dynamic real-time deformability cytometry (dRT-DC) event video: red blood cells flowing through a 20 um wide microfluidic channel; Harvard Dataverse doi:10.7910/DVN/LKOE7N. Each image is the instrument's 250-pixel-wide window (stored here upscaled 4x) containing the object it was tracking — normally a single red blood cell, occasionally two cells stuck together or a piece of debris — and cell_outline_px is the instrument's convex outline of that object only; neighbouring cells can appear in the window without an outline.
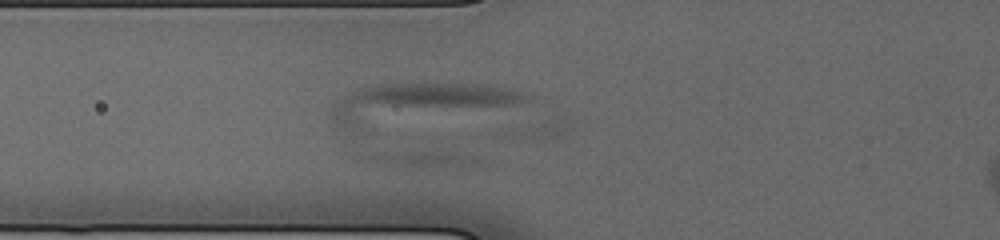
{"species": "human", "species_latin": "Homo sapiens", "temperature_condition": "cold", "stored_images_in_passage": 29, "camera_frame_rate_fps": 3000, "um_per_image_px": 0.085, "donor": {"sex": "male"}, "frame": {"image": 1, "passage_image": 2, "time_ms": 0.333, "image_size_px": [1000, 240], "cell_outline_px": [[536, 100], [524, 104], [368, 132], [352, 132], [336, 128], [328, 112], [328, 108], [340, 96], [360, 88], [380, 84], [424, 80], [484, 84], [532, 92]], "centroid_in_image_um": [35.55, 8.8], "position_along_channel_um": 90.2, "area_um2": 49.59}}